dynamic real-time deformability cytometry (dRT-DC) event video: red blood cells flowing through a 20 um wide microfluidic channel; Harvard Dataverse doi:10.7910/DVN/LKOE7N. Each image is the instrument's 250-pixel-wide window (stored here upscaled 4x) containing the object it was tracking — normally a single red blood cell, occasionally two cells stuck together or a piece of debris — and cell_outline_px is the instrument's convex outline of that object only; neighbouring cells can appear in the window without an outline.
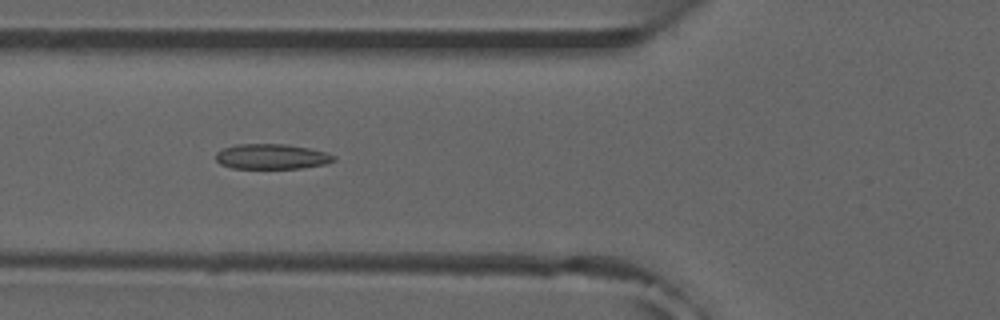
{"species": "common noctule bat (a hibernating species)", "species_latin": "Nyctalus noctula", "temperature_condition": "room temperature", "stored_images_in_passage": 41, "camera_frame_rate_fps": 3000, "um_per_image_px": 0.085, "animal": {"sex": "male", "forearm_length_mm": 52.5}, "frame": {"image": 1, "passage_image": 8, "time_ms": 2.333, "image_size_px": [1000, 320], "cell_outline_px": [[336, 160], [324, 164], [300, 168], [232, 168], [220, 164], [216, 160], [216, 152], [224, 148], [236, 144], [284, 144], [308, 148], [324, 152], [336, 156]], "centroid_in_image_um": [23.07, 13.31], "position_along_channel_um": 102.7, "area_um2": 17.17}, "authors_computed_cell_mechanics": {"area_um2": 16.762, "velocity_mm_per_s": 3.9331, "shape_relaxation_time_tau1_ms": null, "shape_relaxation_time_tau2_ms": 3.7079, "deformation_change_tau1": null, "deformation_change_tau2": 0.117}}